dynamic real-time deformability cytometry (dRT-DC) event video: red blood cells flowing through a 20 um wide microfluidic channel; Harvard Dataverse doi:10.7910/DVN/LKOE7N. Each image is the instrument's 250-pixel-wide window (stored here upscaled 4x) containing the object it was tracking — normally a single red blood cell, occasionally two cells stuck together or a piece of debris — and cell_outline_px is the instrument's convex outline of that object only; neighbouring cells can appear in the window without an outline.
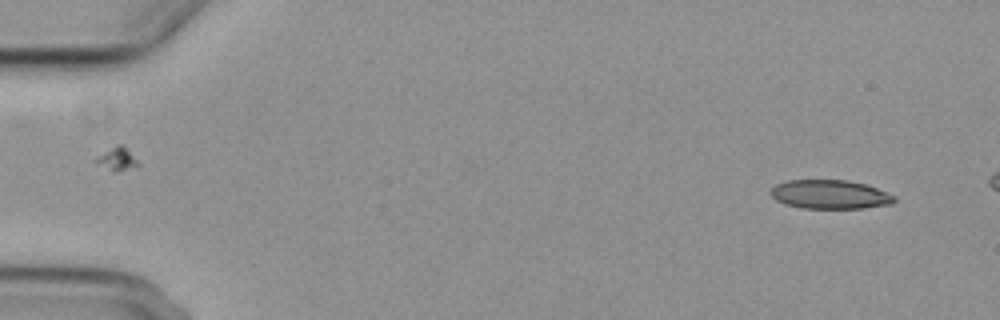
{"species": "common noctule bat (a hibernating species)", "species_latin": "Nyctalus noctula", "temperature_condition": "cold", "stored_images_in_passage": 4, "camera_frame_rate_fps": 3000, "um_per_image_px": 0.085, "animal": {"sex": "female", "body_mass_g": 29.2, "forearm_length_mm": 56.3}, "frame": {"image": 1, "passage_image": 1, "time_ms": 0.0, "image_size_px": [1000, 320], "cell_outline_px": [[896, 200], [892, 204], [864, 208], [804, 208], [784, 204], [776, 200], [768, 192], [776, 184], [788, 180], [844, 180], [864, 184], [876, 188], [896, 196]], "centroid_in_image_um": [70.54, 16.53], "position_along_channel_um": 14.5, "area_um2": 20.81}}